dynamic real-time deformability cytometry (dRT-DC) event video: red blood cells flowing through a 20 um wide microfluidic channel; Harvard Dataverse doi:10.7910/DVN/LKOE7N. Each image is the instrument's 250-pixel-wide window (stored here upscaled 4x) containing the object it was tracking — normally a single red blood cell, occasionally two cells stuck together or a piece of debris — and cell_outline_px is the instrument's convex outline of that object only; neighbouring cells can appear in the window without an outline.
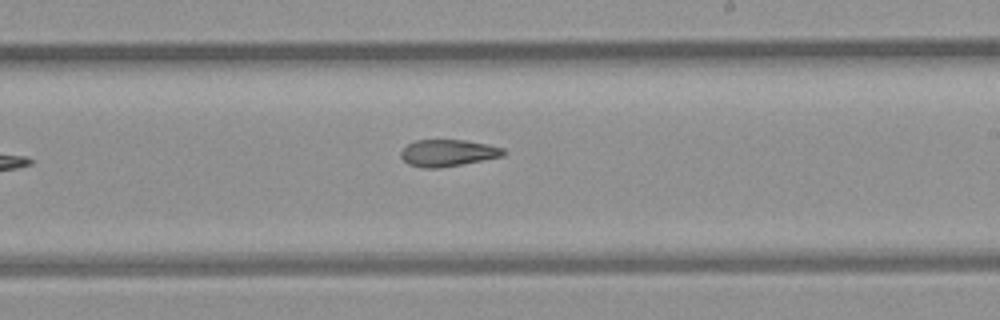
{"species": "common noctule bat (a hibernating species)", "species_latin": "Nyctalus noctula", "temperature_condition": "room temperature", "stored_images_in_passage": 9, "camera_frame_rate_fps": 3000, "um_per_image_px": 0.085, "animal": {"sex": "female", "body_mass_g": 21.9}, "frame": {"image": 1, "passage_image": 9, "time_ms": 10.0, "image_size_px": [1000, 320], "cell_outline_px": [[504, 156], [460, 164], [436, 168], [424, 168], [408, 164], [400, 156], [400, 152], [408, 144], [416, 140], [464, 140], [488, 144], [504, 148]], "centroid_in_image_um": [38.06, 12.99], "position_along_channel_um": 250.9, "area_um2": 15.84}}